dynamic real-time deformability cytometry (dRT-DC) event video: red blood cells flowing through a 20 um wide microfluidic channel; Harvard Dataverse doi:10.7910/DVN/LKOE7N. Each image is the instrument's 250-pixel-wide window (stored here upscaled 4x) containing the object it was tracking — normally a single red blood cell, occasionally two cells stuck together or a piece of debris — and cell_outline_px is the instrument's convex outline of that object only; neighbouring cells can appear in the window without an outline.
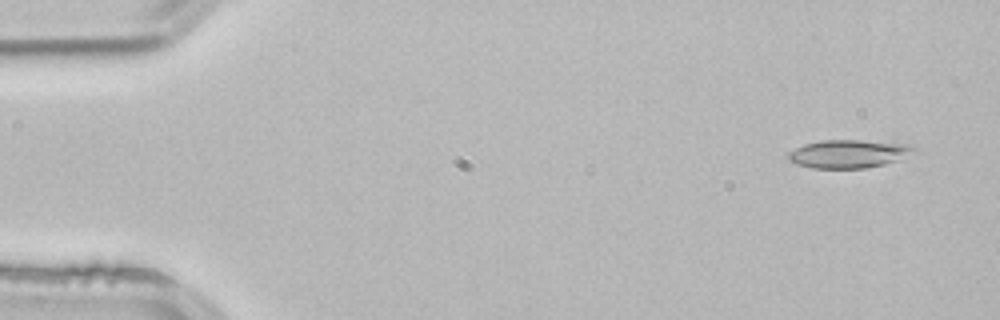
{"species": "common noctule bat (a hibernating species)", "species_latin": "Nyctalus noctula", "temperature_condition": "room temperature", "stored_images_in_passage": 3, "camera_frame_rate_fps": 3000, "um_per_image_px": 0.085, "animal": {"sex": "male", "body_mass_g": 21.5, "forearm_length_mm": 52.0}, "frame": {"image": 1, "passage_image": 1, "time_ms": 0.0, "image_size_px": [1000, 320], "cell_outline_px": [[920, 152], [884, 164], [864, 168], [812, 168], [796, 164], [788, 160], [788, 152], [804, 144], [820, 140], [860, 140], [912, 144], [920, 148]], "centroid_in_image_um": [72.21, 13.06], "position_along_channel_um": 12.8, "area_um2": 20.98}}
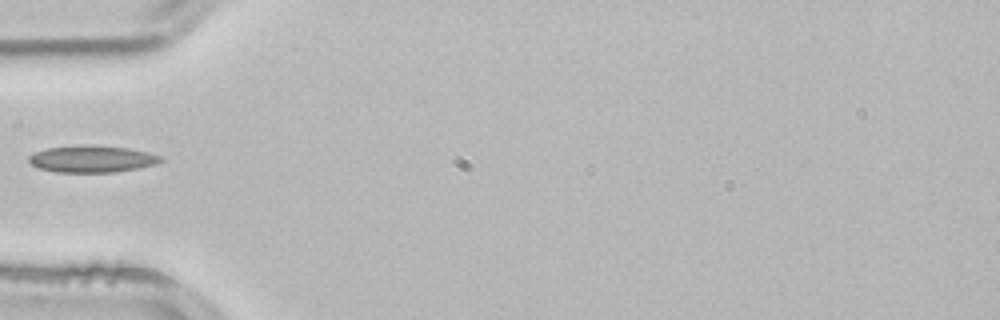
{"frame": {"image": 2, "passage_image": 3, "time_ms": 0.667, "image_size_px": [1000, 320], "cell_outline_px": [[164, 160], [156, 164], [136, 168], [112, 172], [56, 172], [40, 168], [32, 164], [28, 160], [28, 156], [36, 152], [48, 148], [128, 148], [148, 152], [164, 156]], "centroid_in_image_um": [7.88, 13.56], "position_along_channel_um": 77.1, "area_um2": 19.42}}